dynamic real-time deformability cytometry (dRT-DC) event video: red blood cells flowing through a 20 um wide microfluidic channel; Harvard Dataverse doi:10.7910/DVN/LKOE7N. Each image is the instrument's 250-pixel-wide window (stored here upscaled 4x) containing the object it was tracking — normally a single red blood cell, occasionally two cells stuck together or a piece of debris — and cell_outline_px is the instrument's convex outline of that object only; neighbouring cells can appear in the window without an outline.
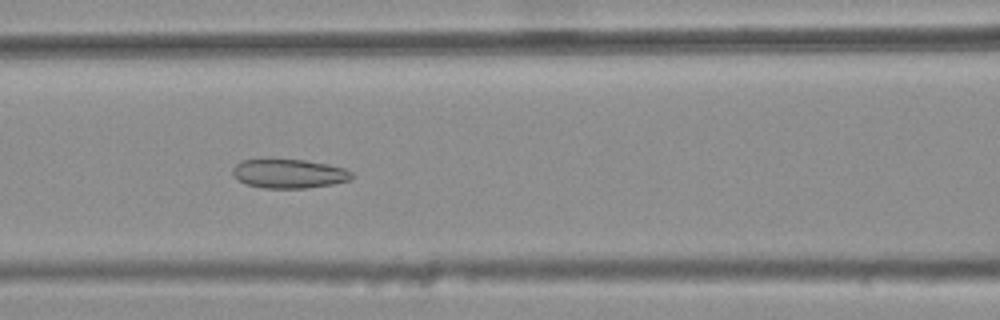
{"species": "common noctule bat (a hibernating species)", "species_latin": "Nyctalus noctula", "temperature_condition": "warm", "stored_images_in_passage": 38, "camera_frame_rate_fps": 3000, "um_per_image_px": 0.085, "animal": {"sex": "female", "body_mass_g": 25.1}, "frame": {"image": 1, "passage_image": 15, "time_ms": 4.667, "image_size_px": [1000, 320], "cell_outline_px": [[356, 176], [352, 180], [332, 184], [308, 188], [264, 188], [248, 184], [240, 180], [232, 172], [232, 168], [240, 160], [260, 156], [304, 160], [328, 164], [344, 168], [352, 172]], "centroid_in_image_um": [24.55, 14.71], "position_along_channel_um": 142.0, "area_um2": 20.98}}
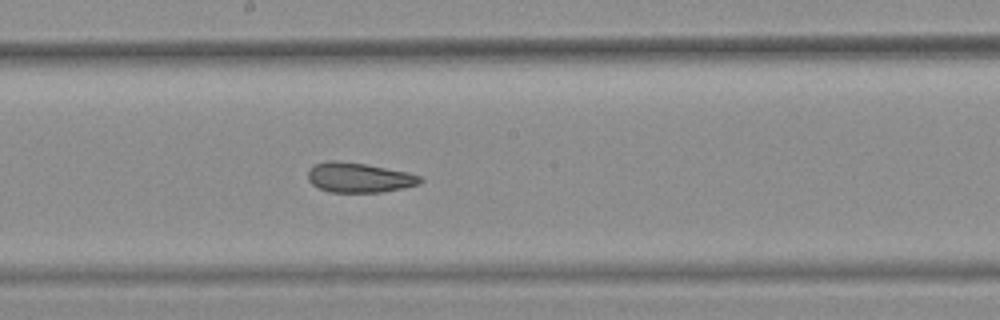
{"frame": {"image": 2, "passage_image": 21, "time_ms": 6.667, "image_size_px": [1000, 320], "cell_outline_px": [[424, 180], [420, 184], [380, 192], [328, 192], [312, 184], [308, 180], [308, 168], [316, 164], [332, 160], [336, 160], [364, 164], [408, 172], [420, 176]], "centroid_in_image_um": [30.5, 15.09], "position_along_channel_um": 217.7, "area_um2": 19.36}}
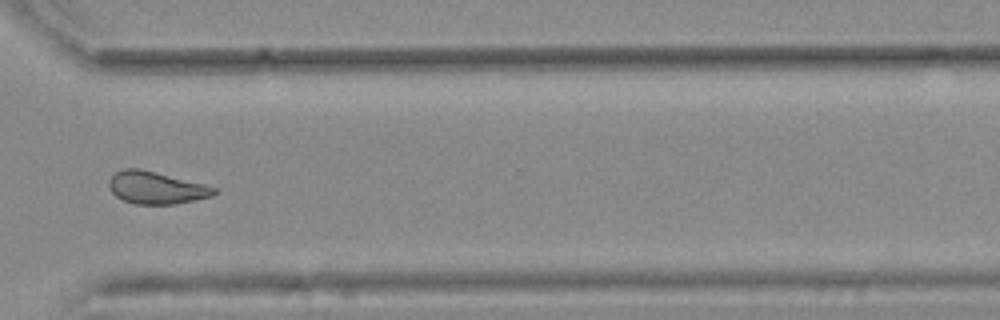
{"frame": {"image": 3, "passage_image": 32, "time_ms": 10.333, "image_size_px": [1000, 320], "cell_outline_px": [[220, 192], [212, 196], [176, 204], [136, 204], [124, 200], [116, 196], [112, 192], [108, 184], [108, 180], [116, 172], [124, 168], [140, 168], [204, 184], [216, 188]], "centroid_in_image_um": [13.28, 15.96], "position_along_channel_um": 357.3, "area_um2": 19.77}, "authors_computed_cell_mechanics": {"area_um2": 20.23, "velocity_mm_per_s": 3.7912, "shape_relaxation_time_tau1_ms": null, "shape_relaxation_time_tau2_ms": 2.1013, "deformation_change_tau1": null, "deformation_change_tau2": 0.0938}}